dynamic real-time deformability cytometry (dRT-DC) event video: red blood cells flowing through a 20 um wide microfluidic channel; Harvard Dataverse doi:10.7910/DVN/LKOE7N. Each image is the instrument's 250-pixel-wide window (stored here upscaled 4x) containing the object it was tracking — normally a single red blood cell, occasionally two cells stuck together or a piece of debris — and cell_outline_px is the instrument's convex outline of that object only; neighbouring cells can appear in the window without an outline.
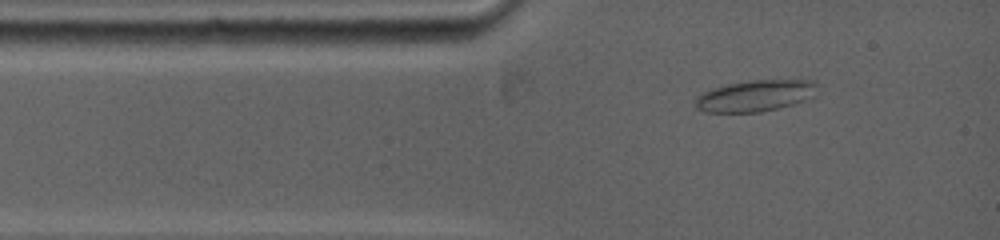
{"species": "common noctule bat (a hibernating species)", "species_latin": "Nyctalus noctula", "temperature_condition": "warm", "stored_images_in_passage": 37, "camera_frame_rate_fps": 5000, "um_per_image_px": 0.085, "animal": {"sex": "female", "body_mass_g": 19.0, "forearm_length_mm": 53.3}, "frame": {"image": 1, "passage_image": 2, "time_ms": 0.6, "image_size_px": [1000, 240], "cell_outline_px": [[820, 84], [816, 96], [792, 104], [760, 112], [704, 112], [696, 108], [696, 100], [704, 92], [712, 88], [728, 84], [752, 80], [816, 80]], "centroid_in_image_um": [64.29, 8.13], "position_along_channel_um": 20.7, "area_um2": 22.31}}
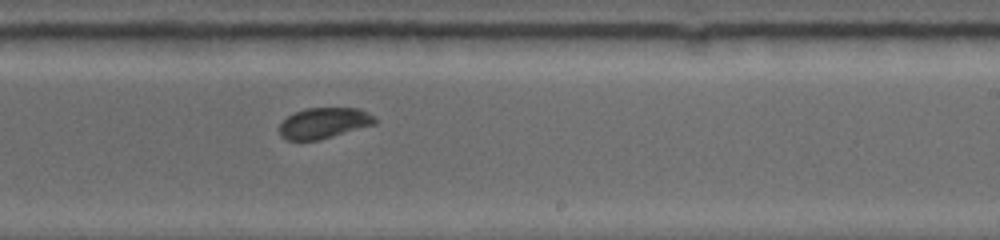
{"frame": {"image": 2, "passage_image": 14, "time_ms": 7.2, "image_size_px": [1000, 240], "cell_outline_px": [[376, 124], [320, 140], [288, 140], [280, 136], [280, 124], [288, 116], [304, 108], [360, 108], [376, 116]], "centroid_in_image_um": [27.57, 10.46], "position_along_channel_um": 261.4, "area_um2": 17.22}}
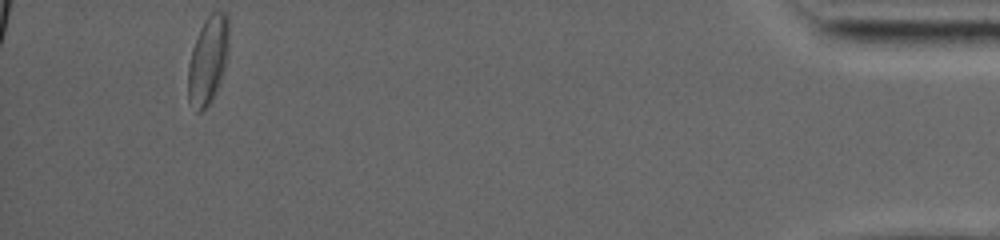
{"frame": {"image": 3, "passage_image": 37, "time_ms": 13.8, "image_size_px": [1000, 240], "cell_outline_px": [[228, 52], [224, 68], [220, 80], [208, 104], [200, 112], [196, 112], [188, 100], [188, 64], [192, 48], [200, 28], [204, 20], [212, 12], [228, 12]], "centroid_in_image_um": [17.66, 5.07], "position_along_channel_um": 417.5, "area_um2": 20.63}, "authors_computed_cell_mechanics": {"area_um2": 18.0914, "velocity_mm_per_s": 3.8964, "shape_relaxation_time_tau1_ms": 3.9225, "shape_relaxation_time_tau2_ms": null, "deformation_change_tau1": 0.084, "deformation_change_tau2": null}}